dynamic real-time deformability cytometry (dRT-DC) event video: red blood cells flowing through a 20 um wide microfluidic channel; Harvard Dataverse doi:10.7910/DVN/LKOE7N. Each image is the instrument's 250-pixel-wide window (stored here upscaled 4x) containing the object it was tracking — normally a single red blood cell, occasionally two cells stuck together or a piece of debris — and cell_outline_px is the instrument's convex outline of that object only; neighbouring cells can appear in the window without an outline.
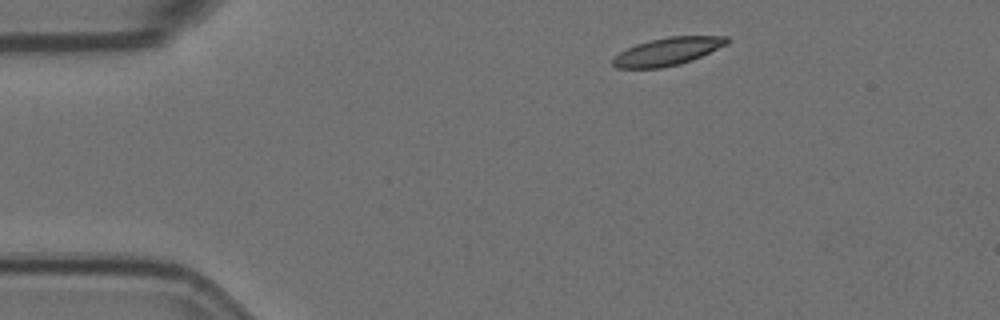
{"species": "Egyptian fruit bat (a non-hibernating species)", "species_latin": "Rousettus aegyptiacus", "temperature_condition": "room temperature", "stored_images_in_passage": 48, "camera_frame_rate_fps": 3000, "um_per_image_px": 0.085, "animal": {"sex": "female"}, "frame": {"image": 1, "passage_image": 1, "time_ms": 0.0, "image_size_px": [1000, 320], "cell_outline_px": [[728, 44], [692, 60], [680, 64], [660, 68], [616, 68], [612, 64], [612, 60], [620, 52], [636, 44], [648, 40], [668, 36], [728, 36]], "centroid_in_image_um": [56.75, 4.37], "position_along_channel_um": 28.3, "area_um2": 18.44}}
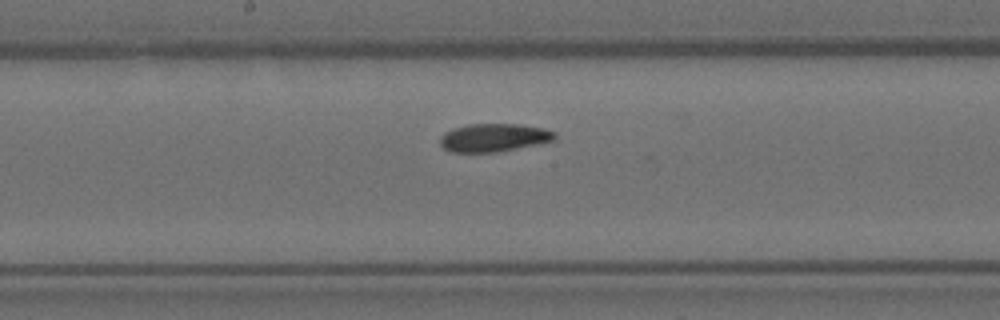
{"frame": {"image": 2, "passage_image": 21, "time_ms": 6.667, "image_size_px": [1000, 320], "cell_outline_px": [[556, 136], [552, 140], [536, 144], [496, 152], [452, 152], [444, 148], [440, 144], [440, 136], [444, 132], [452, 128], [468, 124], [516, 124], [544, 128], [556, 132]], "centroid_in_image_um": [41.93, 11.69], "position_along_channel_um": 206.3, "area_um2": 18.67}}
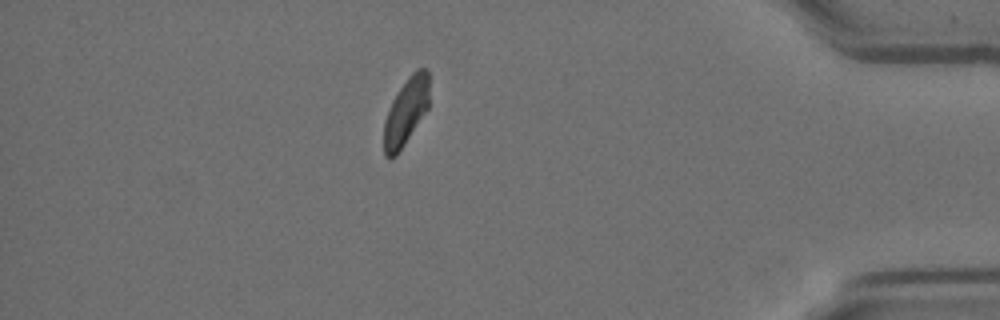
{"frame": {"image": 3, "passage_image": 41, "time_ms": 13.333, "image_size_px": [1000, 320], "cell_outline_px": [[428, 108], [396, 156], [384, 156], [384, 120], [392, 100], [408, 76], [416, 68], [424, 68], [428, 72]], "centroid_in_image_um": [34.49, 9.46], "position_along_channel_um": 400.7, "area_um2": 17.4}, "authors_computed_cell_mechanics": {"area_um2": 18.9006, "velocity_mm_per_s": 3.5456, "shape_relaxation_time_tau1_ms": 10.6593, "shape_relaxation_time_tau2_ms": 7.4923, "deformation_change_tau1": 0.2244, "deformation_change_tau2": 0.0945}}